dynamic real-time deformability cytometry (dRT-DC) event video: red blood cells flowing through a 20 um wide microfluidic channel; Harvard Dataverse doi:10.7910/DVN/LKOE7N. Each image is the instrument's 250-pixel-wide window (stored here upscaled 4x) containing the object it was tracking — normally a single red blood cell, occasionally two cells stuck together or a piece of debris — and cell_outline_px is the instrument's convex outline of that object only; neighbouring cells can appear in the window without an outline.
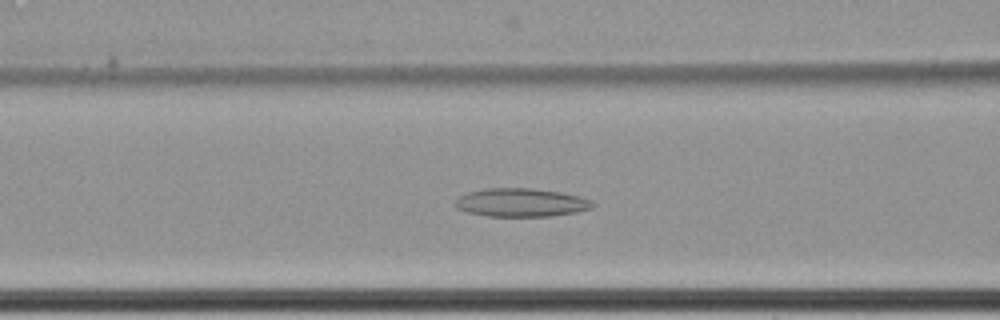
{"species": "common noctule bat (a hibernating species)", "species_latin": "Nyctalus noctula", "temperature_condition": "cold", "stored_images_in_passage": 66, "camera_frame_rate_fps": 3000, "um_per_image_px": 0.085, "animal": {"sex": "female", "body_mass_g": 22.7, "forearm_length_mm": 54.2}, "frame": {"image": 1, "passage_image": 31, "time_ms": 10.0, "image_size_px": [1000, 320], "cell_outline_px": [[596, 204], [592, 208], [576, 212], [552, 216], [488, 216], [468, 212], [456, 208], [456, 200], [460, 196], [468, 192], [488, 188], [532, 188], [560, 192], [580, 196], [592, 200]], "centroid_in_image_um": [44.34, 17.21], "position_along_channel_um": 122.3, "area_um2": 22.72}}
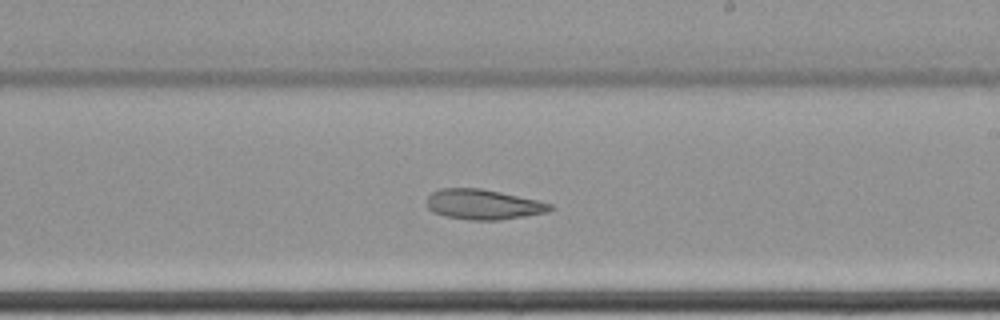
{"frame": {"image": 2, "passage_image": 42, "time_ms": 13.667, "image_size_px": [1000, 320], "cell_outline_px": [[552, 208], [548, 212], [500, 220], [472, 220], [444, 216], [432, 212], [428, 208], [428, 196], [432, 192], [440, 188], [480, 188], [500, 192], [536, 200], [552, 204]], "centroid_in_image_um": [41.05, 17.38], "position_along_channel_um": 248.0, "area_um2": 21.5}}
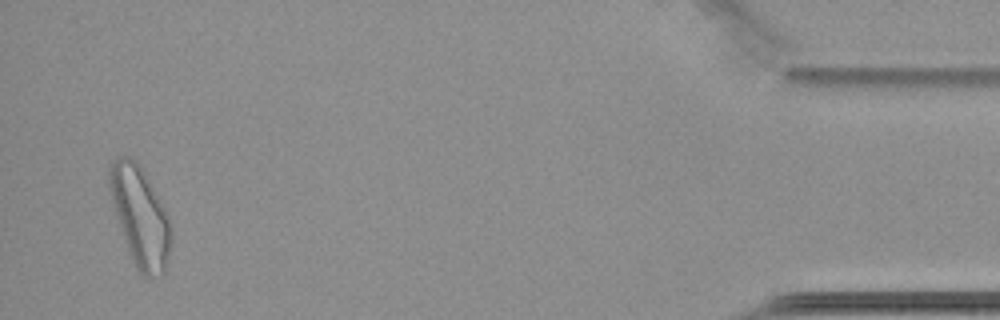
{"frame": {"image": 3, "passage_image": 64, "time_ms": 21.0, "image_size_px": [1000, 320], "cell_outline_px": [[172, 240], [164, 272], [148, 276], [144, 276], [136, 268], [120, 228], [112, 200], [108, 184], [108, 168], [112, 160], [116, 156], [132, 156], [140, 164], [160, 200], [168, 216], [172, 232]], "centroid_in_image_um": [11.9, 18.32], "position_along_channel_um": 423.3, "area_um2": 35.37}}